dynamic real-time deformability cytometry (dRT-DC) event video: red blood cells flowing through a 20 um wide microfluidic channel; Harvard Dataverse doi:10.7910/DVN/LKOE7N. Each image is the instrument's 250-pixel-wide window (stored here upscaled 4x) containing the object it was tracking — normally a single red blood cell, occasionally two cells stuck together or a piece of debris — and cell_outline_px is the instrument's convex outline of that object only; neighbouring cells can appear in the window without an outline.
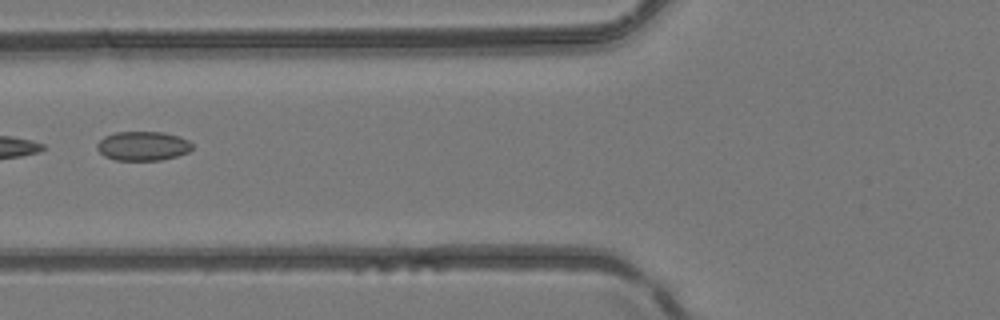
{"species": "common noctule bat (a hibernating species)", "species_latin": "Nyctalus noctula", "temperature_condition": "room temperature", "stored_images_in_passage": 7, "camera_frame_rate_fps": 3000, "um_per_image_px": 0.085, "animal": {"sex": "female", "body_mass_g": 24.6, "forearm_length_mm": 56.2}, "frame": {"image": 1, "passage_image": 6, "time_ms": 5.667, "image_size_px": [1000, 320], "cell_outline_px": [[192, 148], [188, 152], [176, 156], [160, 160], [116, 160], [104, 156], [96, 148], [96, 144], [104, 136], [116, 132], [164, 132], [180, 136], [188, 140], [192, 144]], "centroid_in_image_um": [12.13, 12.4], "position_along_channel_um": 113.7, "area_um2": 16.24}}
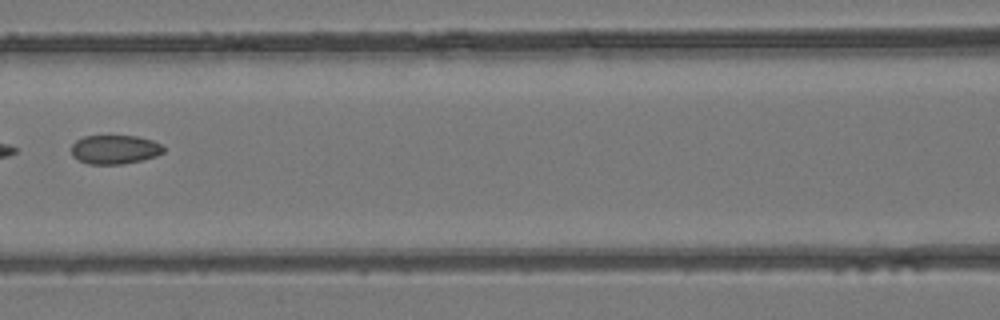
{"frame": {"image": 2, "passage_image": 7, "time_ms": 6.667, "image_size_px": [1000, 320], "cell_outline_px": [[164, 152], [156, 156], [140, 160], [120, 164], [88, 164], [72, 156], [72, 144], [76, 140], [84, 136], [136, 136], [152, 140], [160, 144], [164, 148]], "centroid_in_image_um": [9.74, 12.7], "position_along_channel_um": 156.9, "area_um2": 15.43}}